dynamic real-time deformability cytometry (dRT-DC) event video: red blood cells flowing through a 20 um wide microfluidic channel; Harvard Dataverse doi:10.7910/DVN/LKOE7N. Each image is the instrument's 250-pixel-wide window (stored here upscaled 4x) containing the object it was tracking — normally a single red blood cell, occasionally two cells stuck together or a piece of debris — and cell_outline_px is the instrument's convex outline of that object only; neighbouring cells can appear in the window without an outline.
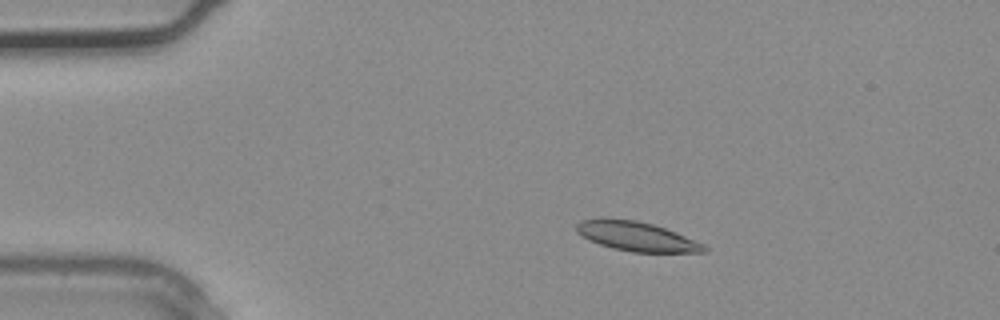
{"species": "common noctule bat (a hibernating species)", "species_latin": "Nyctalus noctula", "temperature_condition": "warm", "stored_images_in_passage": 2, "camera_frame_rate_fps": 3000, "um_per_image_px": 0.085, "animal": {"sex": "male", "body_mass_g": 20.4}, "frame": {"image": 1, "passage_image": 1, "time_ms": 0.0, "image_size_px": [1000, 320], "cell_outline_px": [[708, 248], [704, 252], [632, 252], [612, 248], [588, 240], [576, 232], [576, 224], [580, 220], [604, 216], [636, 220], [652, 224], [676, 232], [704, 244]], "centroid_in_image_um": [54.03, 20.06], "position_along_channel_um": 31.0, "area_um2": 22.14}}
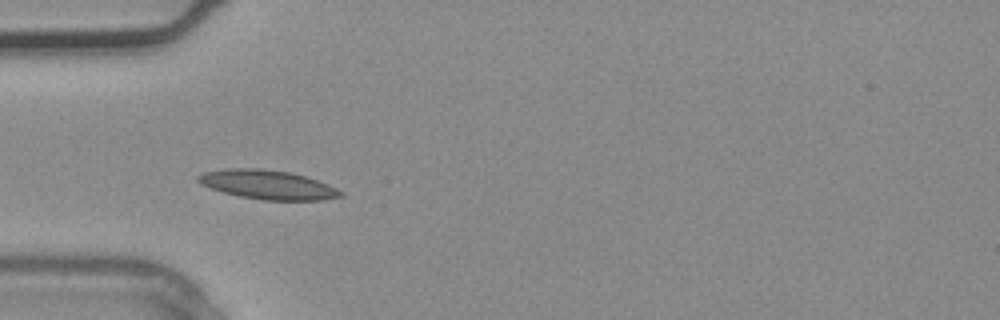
{"frame": {"image": 2, "passage_image": 2, "time_ms": 0.333, "image_size_px": [1000, 320], "cell_outline_px": [[344, 196], [320, 200], [264, 200], [240, 196], [224, 192], [200, 184], [196, 180], [196, 176], [204, 172], [224, 168], [260, 168], [292, 172], [328, 184], [344, 192]], "centroid_in_image_um": [22.75, 15.69], "position_along_channel_um": 62.3, "area_um2": 24.22}}